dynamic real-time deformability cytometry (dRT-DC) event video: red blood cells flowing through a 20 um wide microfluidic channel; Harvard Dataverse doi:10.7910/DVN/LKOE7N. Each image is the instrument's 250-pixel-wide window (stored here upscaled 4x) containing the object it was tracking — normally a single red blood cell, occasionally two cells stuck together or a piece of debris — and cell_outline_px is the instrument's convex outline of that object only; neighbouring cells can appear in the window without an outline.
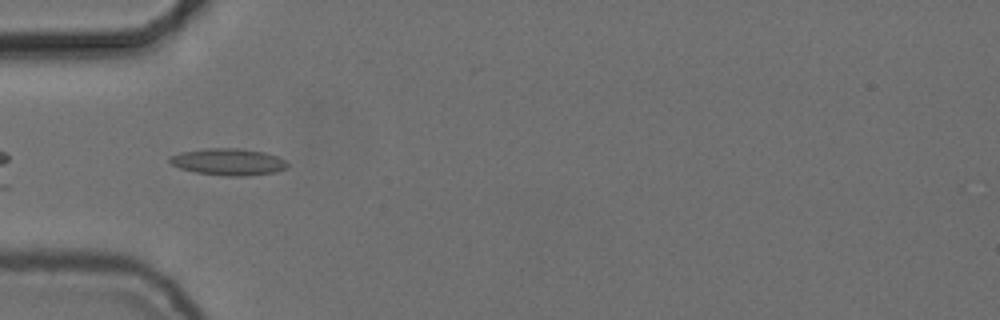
{"species": "common noctule bat (a hibernating species)", "species_latin": "Nyctalus noctula", "temperature_condition": "cold", "stored_images_in_passage": 40, "camera_frame_rate_fps": 3000, "um_per_image_px": 0.085, "animal": {"sex": "female", "body_mass_g": 24.6, "forearm_length_mm": 56.2}, "frame": {"image": 1, "passage_image": 3, "time_ms": 0.667, "image_size_px": [1000, 320], "cell_outline_px": [[288, 168], [276, 172], [244, 176], [224, 176], [196, 172], [180, 168], [172, 164], [168, 160], [168, 156], [180, 152], [204, 148], [240, 148], [264, 152], [280, 156], [288, 164]], "centroid_in_image_um": [19.42, 13.75], "position_along_channel_um": 65.6, "area_um2": 18.61}}
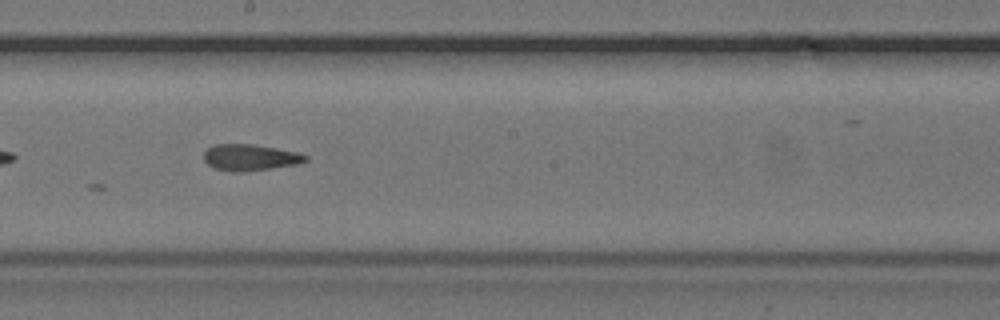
{"frame": {"image": 2, "passage_image": 16, "time_ms": 5.0, "image_size_px": [1000, 320], "cell_outline_px": [[308, 160], [296, 164], [272, 168], [244, 172], [232, 172], [216, 168], [208, 164], [204, 160], [204, 152], [208, 148], [216, 144], [252, 144], [276, 148], [296, 152], [308, 156]], "centroid_in_image_um": [21.25, 13.38], "position_along_channel_um": 226.9, "area_um2": 15.49}}
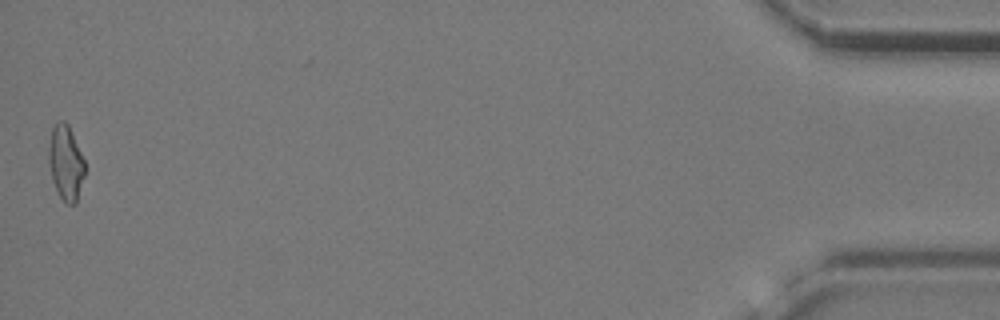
{"frame": {"image": 3, "passage_image": 40, "time_ms": 13.0, "image_size_px": [1000, 320], "cell_outline_px": [[84, 176], [76, 204], [68, 204], [60, 196], [52, 180], [48, 164], [48, 148], [52, 128], [56, 120], [64, 120], [68, 124], [84, 160]], "centroid_in_image_um": [5.57, 13.8], "position_along_channel_um": 429.6, "area_um2": 15.72}, "authors_computed_cell_mechanics": {"area_um2": 15.8372, "velocity_mm_per_s": 3.7328, "shape_relaxation_time_tau1_ms": null, "shape_relaxation_time_tau2_ms": 4.2486, "deformation_change_tau1": null, "deformation_change_tau2": 0.115}}